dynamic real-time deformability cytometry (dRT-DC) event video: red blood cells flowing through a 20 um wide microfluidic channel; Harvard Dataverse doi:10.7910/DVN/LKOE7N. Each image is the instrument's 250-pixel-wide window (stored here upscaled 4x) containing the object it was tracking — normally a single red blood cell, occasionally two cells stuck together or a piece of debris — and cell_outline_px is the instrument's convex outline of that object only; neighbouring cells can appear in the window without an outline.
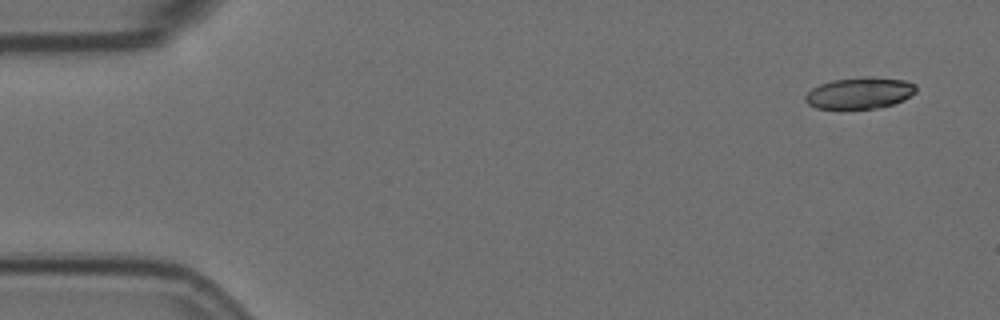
{"species": "Egyptian fruit bat (a non-hibernating species)", "species_latin": "Rousettus aegyptiacus", "temperature_condition": "room temperature", "stored_images_in_passage": 4, "camera_frame_rate_fps": 3000, "um_per_image_px": 0.085, "animal": {"sex": "female"}, "frame": {"image": 1, "passage_image": 1, "time_ms": 0.0, "image_size_px": [1000, 320], "cell_outline_px": [[916, 92], [904, 100], [892, 104], [876, 108], [816, 108], [808, 104], [804, 100], [804, 96], [812, 88], [820, 84], [832, 80], [868, 76], [872, 76], [904, 80], [916, 84]], "centroid_in_image_um": [73.08, 7.89], "position_along_channel_um": 11.9, "area_um2": 20.29}}